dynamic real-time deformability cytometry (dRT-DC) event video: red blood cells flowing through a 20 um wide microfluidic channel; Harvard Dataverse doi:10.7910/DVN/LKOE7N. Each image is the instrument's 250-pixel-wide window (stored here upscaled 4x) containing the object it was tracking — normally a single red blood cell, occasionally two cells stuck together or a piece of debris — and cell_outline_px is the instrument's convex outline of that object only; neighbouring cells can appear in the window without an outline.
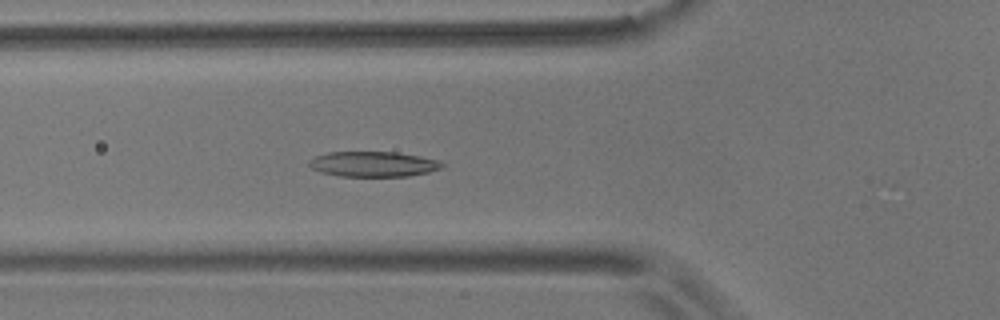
{"species": "common noctule bat (a hibernating species)", "species_latin": "Nyctalus noctula", "temperature_condition": "room temperature", "stored_images_in_passage": 43, "camera_frame_rate_fps": 3000, "um_per_image_px": 0.085, "animal": {"sex": "male", "body_mass_g": 17.9}, "frame": {"image": 1, "passage_image": 7, "time_ms": 2.0, "image_size_px": [1000, 320], "cell_outline_px": [[444, 168], [428, 172], [408, 176], [340, 176], [320, 172], [312, 168], [308, 164], [308, 160], [316, 156], [328, 152], [396, 152], [420, 156], [440, 160], [444, 164]], "centroid_in_image_um": [31.75, 13.94], "position_along_channel_um": 94.0, "area_um2": 19.65}}
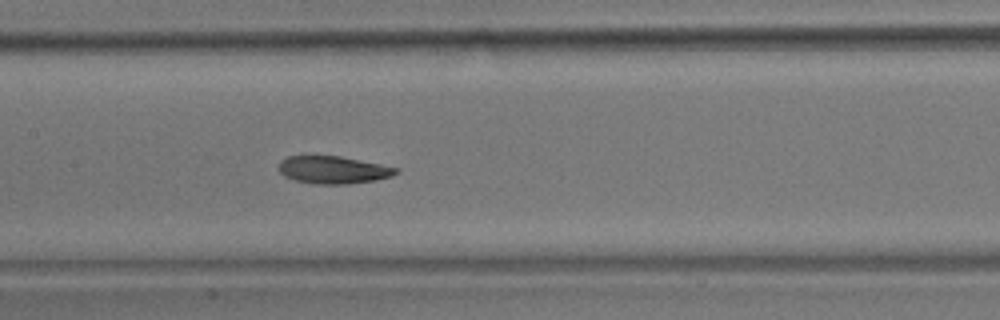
{"frame": {"image": 2, "passage_image": 14, "time_ms": 4.333, "image_size_px": [1000, 320], "cell_outline_px": [[400, 172], [392, 176], [376, 180], [348, 184], [312, 184], [296, 180], [284, 176], [280, 172], [280, 160], [288, 156], [340, 156], [400, 168]], "centroid_in_image_um": [28.36, 14.44], "position_along_channel_um": 179.0, "area_um2": 18.84}}
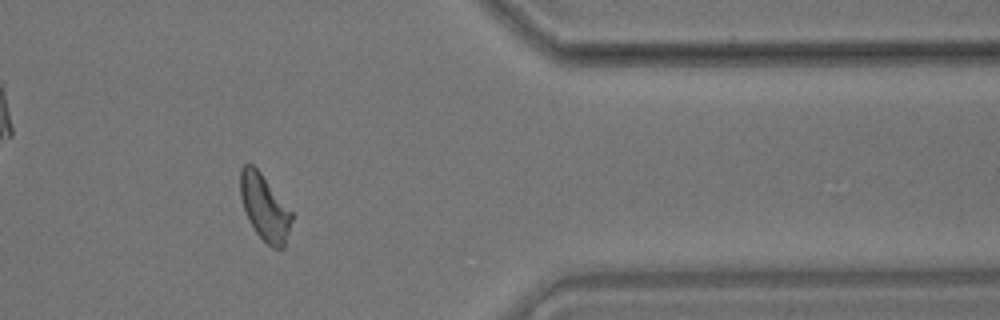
{"frame": {"image": 3, "passage_image": 33, "time_ms": 10.667, "image_size_px": [1000, 320], "cell_outline_px": [[292, 220], [284, 248], [272, 248], [256, 232], [248, 220], [240, 196], [240, 168], [244, 164], [252, 164], [260, 172], [292, 212]], "centroid_in_image_um": [22.48, 17.63], "position_along_channel_um": 388.9, "area_um2": 19.48}, "authors_computed_cell_mechanics": {"area_um2": 19.4786, "velocity_mm_per_s": 3.6189, "shape_relaxation_time_tau1_ms": 4.438, "shape_relaxation_time_tau2_ms": 2.2932, "deformation_change_tau1": 0.1453, "deformation_change_tau2": 0.0951}}